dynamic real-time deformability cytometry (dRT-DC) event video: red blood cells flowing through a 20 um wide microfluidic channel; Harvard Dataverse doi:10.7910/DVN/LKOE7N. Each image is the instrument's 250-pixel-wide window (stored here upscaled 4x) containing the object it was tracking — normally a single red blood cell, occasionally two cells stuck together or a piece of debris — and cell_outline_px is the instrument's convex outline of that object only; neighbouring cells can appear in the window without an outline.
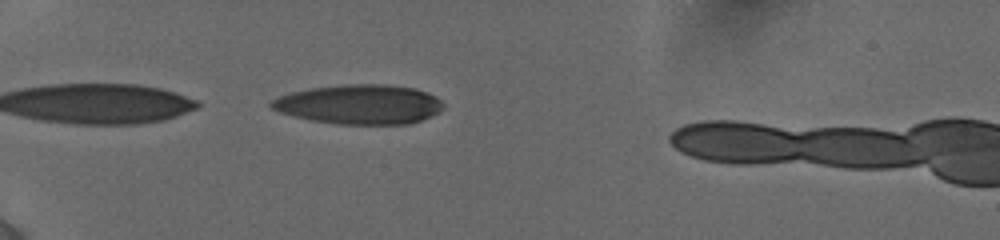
{"species": "human", "species_latin": "Homo sapiens", "temperature_condition": "cold", "stored_images_in_passage": 17, "camera_frame_rate_fps": 3000, "um_per_image_px": 0.085, "donor": {"sex": "female"}, "frame": {"image": 1, "passage_image": 1, "time_ms": 0.0, "image_size_px": [1000, 240], "cell_outline_px": [[444, 108], [420, 120], [408, 124], [336, 124], [312, 120], [280, 112], [272, 108], [268, 104], [276, 96], [308, 88], [344, 84], [388, 84], [416, 88], [428, 92], [436, 96], [444, 104]], "centroid_in_image_um": [30.55, 8.85], "position_along_channel_um": 54.5, "area_um2": 39.71}}
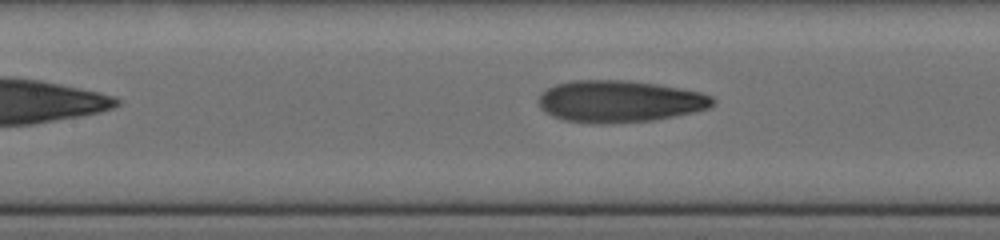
{"frame": {"image": 2, "passage_image": 11, "time_ms": 3.333, "image_size_px": [1000, 240], "cell_outline_px": [[716, 100], [708, 108], [696, 112], [652, 120], [600, 124], [564, 120], [552, 116], [540, 108], [540, 92], [556, 84], [572, 80], [624, 80], [656, 84], [680, 88], [700, 92], [712, 96]], "centroid_in_image_um": [52.66, 8.61], "position_along_channel_um": 154.7, "area_um2": 42.37}}
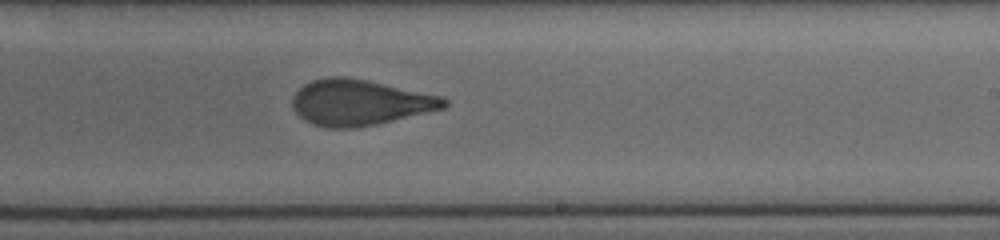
{"frame": {"image": 3, "passage_image": 17, "time_ms": 6.0, "image_size_px": [1000, 240], "cell_outline_px": [[448, 104], [444, 108], [376, 124], [352, 128], [328, 128], [312, 124], [304, 120], [292, 108], [292, 96], [304, 84], [312, 80], [328, 76], [344, 76], [368, 80], [444, 96], [448, 100]], "centroid_in_image_um": [30.57, 8.7], "position_along_channel_um": 258.4, "area_um2": 40.58}}